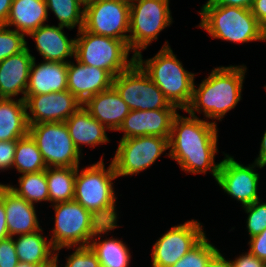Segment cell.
<instances>
[{"label": "cell", "mask_w": 266, "mask_h": 267, "mask_svg": "<svg viewBox=\"0 0 266 267\" xmlns=\"http://www.w3.org/2000/svg\"><path fill=\"white\" fill-rule=\"evenodd\" d=\"M206 267H233L232 261L226 259L217 251L208 261Z\"/></svg>", "instance_id": "42"}, {"label": "cell", "mask_w": 266, "mask_h": 267, "mask_svg": "<svg viewBox=\"0 0 266 267\" xmlns=\"http://www.w3.org/2000/svg\"><path fill=\"white\" fill-rule=\"evenodd\" d=\"M27 108L23 98L18 102L0 98V141L18 140L28 135Z\"/></svg>", "instance_id": "24"}, {"label": "cell", "mask_w": 266, "mask_h": 267, "mask_svg": "<svg viewBox=\"0 0 266 267\" xmlns=\"http://www.w3.org/2000/svg\"><path fill=\"white\" fill-rule=\"evenodd\" d=\"M243 207L249 213L247 219L249 235L253 237L263 232L266 229V203L260 204L259 200H257Z\"/></svg>", "instance_id": "34"}, {"label": "cell", "mask_w": 266, "mask_h": 267, "mask_svg": "<svg viewBox=\"0 0 266 267\" xmlns=\"http://www.w3.org/2000/svg\"><path fill=\"white\" fill-rule=\"evenodd\" d=\"M252 168L253 165L244 167L228 155L219 166L216 181L225 192L241 201L243 206L259 200L257 195L259 174Z\"/></svg>", "instance_id": "15"}, {"label": "cell", "mask_w": 266, "mask_h": 267, "mask_svg": "<svg viewBox=\"0 0 266 267\" xmlns=\"http://www.w3.org/2000/svg\"><path fill=\"white\" fill-rule=\"evenodd\" d=\"M76 61V66L67 63V90L80 102L113 86L114 77L107 70Z\"/></svg>", "instance_id": "17"}, {"label": "cell", "mask_w": 266, "mask_h": 267, "mask_svg": "<svg viewBox=\"0 0 266 267\" xmlns=\"http://www.w3.org/2000/svg\"><path fill=\"white\" fill-rule=\"evenodd\" d=\"M207 240L204 236L172 267H206L210 258L218 251Z\"/></svg>", "instance_id": "32"}, {"label": "cell", "mask_w": 266, "mask_h": 267, "mask_svg": "<svg viewBox=\"0 0 266 267\" xmlns=\"http://www.w3.org/2000/svg\"><path fill=\"white\" fill-rule=\"evenodd\" d=\"M5 28V25H0V62L27 48L23 33Z\"/></svg>", "instance_id": "33"}, {"label": "cell", "mask_w": 266, "mask_h": 267, "mask_svg": "<svg viewBox=\"0 0 266 267\" xmlns=\"http://www.w3.org/2000/svg\"><path fill=\"white\" fill-rule=\"evenodd\" d=\"M18 264L13 237L9 236L0 240V267H17Z\"/></svg>", "instance_id": "36"}, {"label": "cell", "mask_w": 266, "mask_h": 267, "mask_svg": "<svg viewBox=\"0 0 266 267\" xmlns=\"http://www.w3.org/2000/svg\"><path fill=\"white\" fill-rule=\"evenodd\" d=\"M65 123L69 135L79 151V144H90L93 147L109 141L105 132L106 127L93 118L83 106L74 112Z\"/></svg>", "instance_id": "23"}, {"label": "cell", "mask_w": 266, "mask_h": 267, "mask_svg": "<svg viewBox=\"0 0 266 267\" xmlns=\"http://www.w3.org/2000/svg\"><path fill=\"white\" fill-rule=\"evenodd\" d=\"M33 59L26 48L0 62V98L11 99L22 93V98L25 99Z\"/></svg>", "instance_id": "19"}, {"label": "cell", "mask_w": 266, "mask_h": 267, "mask_svg": "<svg viewBox=\"0 0 266 267\" xmlns=\"http://www.w3.org/2000/svg\"><path fill=\"white\" fill-rule=\"evenodd\" d=\"M62 29L60 25H42L28 34L35 39L36 47L46 61L68 63L64 59L75 55V39L69 40Z\"/></svg>", "instance_id": "22"}, {"label": "cell", "mask_w": 266, "mask_h": 267, "mask_svg": "<svg viewBox=\"0 0 266 267\" xmlns=\"http://www.w3.org/2000/svg\"><path fill=\"white\" fill-rule=\"evenodd\" d=\"M204 236L200 223L194 220L172 227L154 244L152 266L172 267Z\"/></svg>", "instance_id": "13"}, {"label": "cell", "mask_w": 266, "mask_h": 267, "mask_svg": "<svg viewBox=\"0 0 266 267\" xmlns=\"http://www.w3.org/2000/svg\"><path fill=\"white\" fill-rule=\"evenodd\" d=\"M122 1H125V2H127L129 4H131L134 0H122Z\"/></svg>", "instance_id": "49"}, {"label": "cell", "mask_w": 266, "mask_h": 267, "mask_svg": "<svg viewBox=\"0 0 266 267\" xmlns=\"http://www.w3.org/2000/svg\"><path fill=\"white\" fill-rule=\"evenodd\" d=\"M54 209L55 228L53 237L50 239L54 251L63 247L70 248L81 242L80 247L89 246L93 236L117 227L116 224H103L75 200L59 202Z\"/></svg>", "instance_id": "6"}, {"label": "cell", "mask_w": 266, "mask_h": 267, "mask_svg": "<svg viewBox=\"0 0 266 267\" xmlns=\"http://www.w3.org/2000/svg\"><path fill=\"white\" fill-rule=\"evenodd\" d=\"M65 267H101L96 253L90 246L78 247L70 255Z\"/></svg>", "instance_id": "35"}, {"label": "cell", "mask_w": 266, "mask_h": 267, "mask_svg": "<svg viewBox=\"0 0 266 267\" xmlns=\"http://www.w3.org/2000/svg\"><path fill=\"white\" fill-rule=\"evenodd\" d=\"M265 265V261L258 259L250 252L232 261L233 267H265Z\"/></svg>", "instance_id": "39"}, {"label": "cell", "mask_w": 266, "mask_h": 267, "mask_svg": "<svg viewBox=\"0 0 266 267\" xmlns=\"http://www.w3.org/2000/svg\"><path fill=\"white\" fill-rule=\"evenodd\" d=\"M89 246L96 253L101 267H128L130 254L122 241L109 239L97 243L94 240Z\"/></svg>", "instance_id": "29"}, {"label": "cell", "mask_w": 266, "mask_h": 267, "mask_svg": "<svg viewBox=\"0 0 266 267\" xmlns=\"http://www.w3.org/2000/svg\"><path fill=\"white\" fill-rule=\"evenodd\" d=\"M255 162V166L257 165L260 168L266 165V131L262 138L259 157L256 159Z\"/></svg>", "instance_id": "45"}, {"label": "cell", "mask_w": 266, "mask_h": 267, "mask_svg": "<svg viewBox=\"0 0 266 267\" xmlns=\"http://www.w3.org/2000/svg\"><path fill=\"white\" fill-rule=\"evenodd\" d=\"M28 134L36 142L47 168L51 165L78 167L81 152L72 141L65 122L29 124Z\"/></svg>", "instance_id": "9"}, {"label": "cell", "mask_w": 266, "mask_h": 267, "mask_svg": "<svg viewBox=\"0 0 266 267\" xmlns=\"http://www.w3.org/2000/svg\"><path fill=\"white\" fill-rule=\"evenodd\" d=\"M20 189L8 186L16 195L24 198L27 202L34 204L38 201H49L46 170L25 173L19 178Z\"/></svg>", "instance_id": "30"}, {"label": "cell", "mask_w": 266, "mask_h": 267, "mask_svg": "<svg viewBox=\"0 0 266 267\" xmlns=\"http://www.w3.org/2000/svg\"><path fill=\"white\" fill-rule=\"evenodd\" d=\"M67 90V63L45 61L31 64L26 95H40Z\"/></svg>", "instance_id": "21"}, {"label": "cell", "mask_w": 266, "mask_h": 267, "mask_svg": "<svg viewBox=\"0 0 266 267\" xmlns=\"http://www.w3.org/2000/svg\"><path fill=\"white\" fill-rule=\"evenodd\" d=\"M45 2L47 8L55 13L60 26L70 29L79 24L78 30L84 26V9L80 10L78 0H45Z\"/></svg>", "instance_id": "31"}, {"label": "cell", "mask_w": 266, "mask_h": 267, "mask_svg": "<svg viewBox=\"0 0 266 267\" xmlns=\"http://www.w3.org/2000/svg\"><path fill=\"white\" fill-rule=\"evenodd\" d=\"M83 105L93 118L106 124L107 129L117 131L131 111L113 86L89 97Z\"/></svg>", "instance_id": "20"}, {"label": "cell", "mask_w": 266, "mask_h": 267, "mask_svg": "<svg viewBox=\"0 0 266 267\" xmlns=\"http://www.w3.org/2000/svg\"><path fill=\"white\" fill-rule=\"evenodd\" d=\"M17 140L0 141V170L13 166Z\"/></svg>", "instance_id": "37"}, {"label": "cell", "mask_w": 266, "mask_h": 267, "mask_svg": "<svg viewBox=\"0 0 266 267\" xmlns=\"http://www.w3.org/2000/svg\"><path fill=\"white\" fill-rule=\"evenodd\" d=\"M81 37L75 39V58L80 63L107 70L113 77L127 70L134 62L129 61L130 48L124 40L92 34L83 27Z\"/></svg>", "instance_id": "7"}, {"label": "cell", "mask_w": 266, "mask_h": 267, "mask_svg": "<svg viewBox=\"0 0 266 267\" xmlns=\"http://www.w3.org/2000/svg\"><path fill=\"white\" fill-rule=\"evenodd\" d=\"M57 257L58 255L56 254V261L47 267H57Z\"/></svg>", "instance_id": "48"}, {"label": "cell", "mask_w": 266, "mask_h": 267, "mask_svg": "<svg viewBox=\"0 0 266 267\" xmlns=\"http://www.w3.org/2000/svg\"><path fill=\"white\" fill-rule=\"evenodd\" d=\"M25 106L30 109L33 118L27 113L29 124L43 122H65L81 105L70 91L53 92L40 95H26Z\"/></svg>", "instance_id": "14"}, {"label": "cell", "mask_w": 266, "mask_h": 267, "mask_svg": "<svg viewBox=\"0 0 266 267\" xmlns=\"http://www.w3.org/2000/svg\"><path fill=\"white\" fill-rule=\"evenodd\" d=\"M13 0H0V25H6Z\"/></svg>", "instance_id": "44"}, {"label": "cell", "mask_w": 266, "mask_h": 267, "mask_svg": "<svg viewBox=\"0 0 266 267\" xmlns=\"http://www.w3.org/2000/svg\"><path fill=\"white\" fill-rule=\"evenodd\" d=\"M181 117L177 114L172 122L168 140L170 157L182 170L190 173H205L208 169L217 179L219 164H214L217 152V129L215 122L208 123L196 116Z\"/></svg>", "instance_id": "1"}, {"label": "cell", "mask_w": 266, "mask_h": 267, "mask_svg": "<svg viewBox=\"0 0 266 267\" xmlns=\"http://www.w3.org/2000/svg\"><path fill=\"white\" fill-rule=\"evenodd\" d=\"M246 68L238 66L215 68L193 95L186 112L195 117L194 109L203 107L208 118L221 119L241 99V89Z\"/></svg>", "instance_id": "2"}, {"label": "cell", "mask_w": 266, "mask_h": 267, "mask_svg": "<svg viewBox=\"0 0 266 267\" xmlns=\"http://www.w3.org/2000/svg\"><path fill=\"white\" fill-rule=\"evenodd\" d=\"M9 237L6 223V212L4 208V202L0 198V240Z\"/></svg>", "instance_id": "43"}, {"label": "cell", "mask_w": 266, "mask_h": 267, "mask_svg": "<svg viewBox=\"0 0 266 267\" xmlns=\"http://www.w3.org/2000/svg\"><path fill=\"white\" fill-rule=\"evenodd\" d=\"M176 109L131 110L119 131H124L122 139L140 136H158L169 140Z\"/></svg>", "instance_id": "16"}, {"label": "cell", "mask_w": 266, "mask_h": 267, "mask_svg": "<svg viewBox=\"0 0 266 267\" xmlns=\"http://www.w3.org/2000/svg\"><path fill=\"white\" fill-rule=\"evenodd\" d=\"M169 148L168 139L158 136H140L121 139L112 159L117 176H126L145 170Z\"/></svg>", "instance_id": "11"}, {"label": "cell", "mask_w": 266, "mask_h": 267, "mask_svg": "<svg viewBox=\"0 0 266 267\" xmlns=\"http://www.w3.org/2000/svg\"><path fill=\"white\" fill-rule=\"evenodd\" d=\"M20 173H33L47 169L36 142L28 134L17 140L13 166Z\"/></svg>", "instance_id": "28"}, {"label": "cell", "mask_w": 266, "mask_h": 267, "mask_svg": "<svg viewBox=\"0 0 266 267\" xmlns=\"http://www.w3.org/2000/svg\"><path fill=\"white\" fill-rule=\"evenodd\" d=\"M135 61L160 88L170 104L186 110L193 95L194 74L185 71L168 45L163 46L154 58L146 62H143L139 51Z\"/></svg>", "instance_id": "4"}, {"label": "cell", "mask_w": 266, "mask_h": 267, "mask_svg": "<svg viewBox=\"0 0 266 267\" xmlns=\"http://www.w3.org/2000/svg\"><path fill=\"white\" fill-rule=\"evenodd\" d=\"M77 168L51 167L46 169L49 201L59 203L74 200Z\"/></svg>", "instance_id": "27"}, {"label": "cell", "mask_w": 266, "mask_h": 267, "mask_svg": "<svg viewBox=\"0 0 266 267\" xmlns=\"http://www.w3.org/2000/svg\"><path fill=\"white\" fill-rule=\"evenodd\" d=\"M211 4L251 9L254 0H208Z\"/></svg>", "instance_id": "41"}, {"label": "cell", "mask_w": 266, "mask_h": 267, "mask_svg": "<svg viewBox=\"0 0 266 267\" xmlns=\"http://www.w3.org/2000/svg\"><path fill=\"white\" fill-rule=\"evenodd\" d=\"M130 4L122 0H99L84 9L83 28L96 35L124 40L128 44Z\"/></svg>", "instance_id": "12"}, {"label": "cell", "mask_w": 266, "mask_h": 267, "mask_svg": "<svg viewBox=\"0 0 266 267\" xmlns=\"http://www.w3.org/2000/svg\"><path fill=\"white\" fill-rule=\"evenodd\" d=\"M48 8L45 0H13L6 27L16 25V30L28 35L47 19Z\"/></svg>", "instance_id": "25"}, {"label": "cell", "mask_w": 266, "mask_h": 267, "mask_svg": "<svg viewBox=\"0 0 266 267\" xmlns=\"http://www.w3.org/2000/svg\"><path fill=\"white\" fill-rule=\"evenodd\" d=\"M249 244L250 253L266 262V229L260 234L251 237Z\"/></svg>", "instance_id": "38"}, {"label": "cell", "mask_w": 266, "mask_h": 267, "mask_svg": "<svg viewBox=\"0 0 266 267\" xmlns=\"http://www.w3.org/2000/svg\"><path fill=\"white\" fill-rule=\"evenodd\" d=\"M251 12L258 23L266 30V0H254Z\"/></svg>", "instance_id": "40"}, {"label": "cell", "mask_w": 266, "mask_h": 267, "mask_svg": "<svg viewBox=\"0 0 266 267\" xmlns=\"http://www.w3.org/2000/svg\"><path fill=\"white\" fill-rule=\"evenodd\" d=\"M35 231L19 236L14 241L19 262L30 263L39 267H47L56 261V255L51 256L53 246Z\"/></svg>", "instance_id": "26"}, {"label": "cell", "mask_w": 266, "mask_h": 267, "mask_svg": "<svg viewBox=\"0 0 266 267\" xmlns=\"http://www.w3.org/2000/svg\"><path fill=\"white\" fill-rule=\"evenodd\" d=\"M17 267H39L30 263H23V262H19V264L17 265Z\"/></svg>", "instance_id": "47"}, {"label": "cell", "mask_w": 266, "mask_h": 267, "mask_svg": "<svg viewBox=\"0 0 266 267\" xmlns=\"http://www.w3.org/2000/svg\"><path fill=\"white\" fill-rule=\"evenodd\" d=\"M99 0H78V2L81 4L84 5V8L85 9L87 6L91 5V4H94L95 2H98Z\"/></svg>", "instance_id": "46"}, {"label": "cell", "mask_w": 266, "mask_h": 267, "mask_svg": "<svg viewBox=\"0 0 266 267\" xmlns=\"http://www.w3.org/2000/svg\"><path fill=\"white\" fill-rule=\"evenodd\" d=\"M0 198L4 202L9 236L42 231L33 204L16 195L7 185L0 184Z\"/></svg>", "instance_id": "18"}, {"label": "cell", "mask_w": 266, "mask_h": 267, "mask_svg": "<svg viewBox=\"0 0 266 267\" xmlns=\"http://www.w3.org/2000/svg\"><path fill=\"white\" fill-rule=\"evenodd\" d=\"M75 177L74 200L90 211L103 224H115V195L111 180L117 178L113 162L105 170L103 160L88 167Z\"/></svg>", "instance_id": "3"}, {"label": "cell", "mask_w": 266, "mask_h": 267, "mask_svg": "<svg viewBox=\"0 0 266 267\" xmlns=\"http://www.w3.org/2000/svg\"><path fill=\"white\" fill-rule=\"evenodd\" d=\"M130 4L128 46L136 56L140 49L157 39L162 29L171 24L169 0H134ZM136 49H139L138 51Z\"/></svg>", "instance_id": "10"}, {"label": "cell", "mask_w": 266, "mask_h": 267, "mask_svg": "<svg viewBox=\"0 0 266 267\" xmlns=\"http://www.w3.org/2000/svg\"><path fill=\"white\" fill-rule=\"evenodd\" d=\"M113 87L130 110L177 109L136 61L113 78Z\"/></svg>", "instance_id": "8"}, {"label": "cell", "mask_w": 266, "mask_h": 267, "mask_svg": "<svg viewBox=\"0 0 266 267\" xmlns=\"http://www.w3.org/2000/svg\"><path fill=\"white\" fill-rule=\"evenodd\" d=\"M199 25L213 38L231 42L266 40V30L258 23L251 9L211 4L201 9Z\"/></svg>", "instance_id": "5"}]
</instances>
